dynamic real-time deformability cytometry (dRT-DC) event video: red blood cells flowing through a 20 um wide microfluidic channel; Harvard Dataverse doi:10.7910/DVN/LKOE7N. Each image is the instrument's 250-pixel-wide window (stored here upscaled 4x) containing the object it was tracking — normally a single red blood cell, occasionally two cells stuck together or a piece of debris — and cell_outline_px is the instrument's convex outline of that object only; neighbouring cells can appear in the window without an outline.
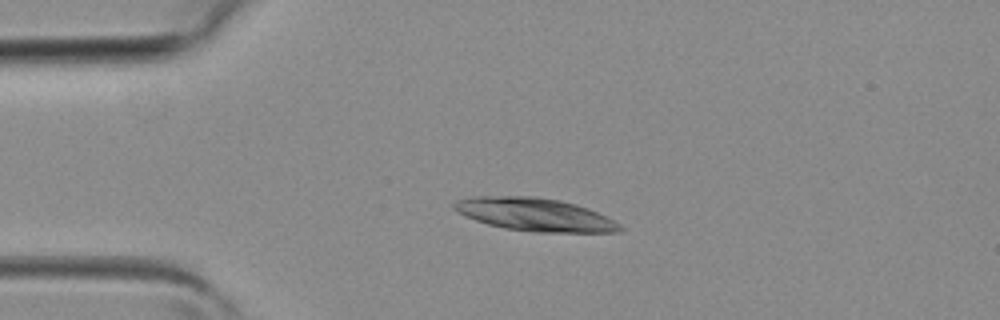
{"species": "common noctule bat (a hibernating species)", "species_latin": "Nyctalus noctula", "temperature_condition": "room temperature", "stored_images_in_passage": 2, "camera_frame_rate_fps": 3000, "um_per_image_px": 0.085, "animal": {"sex": "female", "body_mass_g": 19.3, "forearm_length_mm": 54.1}, "frame": {"image": 1, "passage_image": 2, "time_ms": 0.333, "image_size_px": [1000, 320], "cell_outline_px": [[624, 228], [620, 232], [536, 232], [504, 228], [488, 224], [464, 216], [456, 212], [452, 208], [452, 204], [456, 200], [472, 196], [536, 196], [560, 200], [576, 204], [588, 208], [620, 224]], "centroid_in_image_um": [45.42, 18.23], "position_along_channel_um": 39.6, "area_um2": 31.96}}